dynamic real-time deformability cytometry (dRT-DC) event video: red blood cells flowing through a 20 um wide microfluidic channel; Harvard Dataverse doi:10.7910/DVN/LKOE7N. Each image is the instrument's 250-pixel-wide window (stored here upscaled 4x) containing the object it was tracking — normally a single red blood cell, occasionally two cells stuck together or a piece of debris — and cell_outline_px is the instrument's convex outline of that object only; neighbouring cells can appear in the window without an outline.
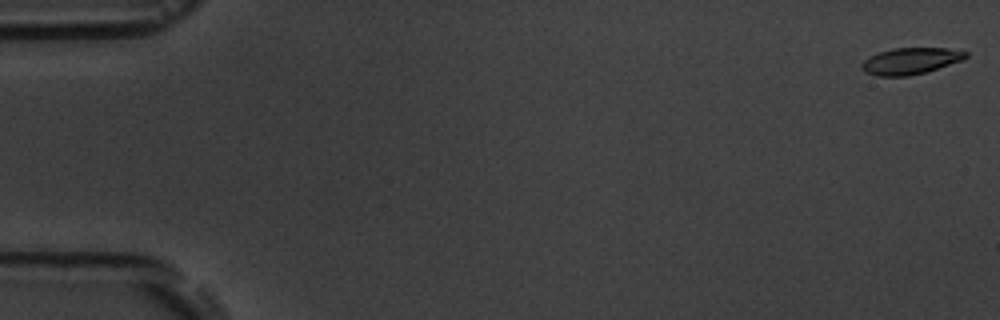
{"species": "common noctule bat (a hibernating species)", "species_latin": "Nyctalus noctula", "temperature_condition": "room temperature", "stored_images_in_passage": 5, "camera_frame_rate_fps": 3000, "um_per_image_px": 0.085, "animal": {"sex": "male", "body_mass_g": 19.5, "forearm_length_mm": 54.6}, "frame": {"image": 1, "passage_image": 1, "time_ms": 0.0, "image_size_px": [1000, 320], "cell_outline_px": [[968, 56], [964, 60], [924, 72], [908, 76], [876, 76], [864, 72], [860, 68], [860, 64], [864, 60], [880, 52], [892, 48], [948, 48], [968, 52]], "centroid_in_image_um": [77.39, 5.18], "position_along_channel_um": 7.6, "area_um2": 16.07}}
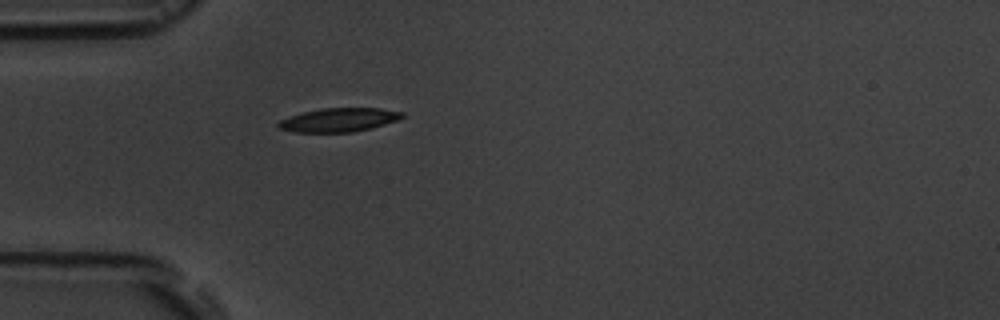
{"frame": {"image": 2, "passage_image": 5, "time_ms": 5.333, "image_size_px": [1000, 320], "cell_outline_px": [[404, 116], [396, 120], [384, 124], [352, 132], [296, 132], [280, 128], [276, 124], [280, 120], [288, 116], [320, 108], [380, 108], [404, 112]], "centroid_in_image_um": [28.78, 10.18], "position_along_channel_um": 56.2, "area_um2": 16.94}}